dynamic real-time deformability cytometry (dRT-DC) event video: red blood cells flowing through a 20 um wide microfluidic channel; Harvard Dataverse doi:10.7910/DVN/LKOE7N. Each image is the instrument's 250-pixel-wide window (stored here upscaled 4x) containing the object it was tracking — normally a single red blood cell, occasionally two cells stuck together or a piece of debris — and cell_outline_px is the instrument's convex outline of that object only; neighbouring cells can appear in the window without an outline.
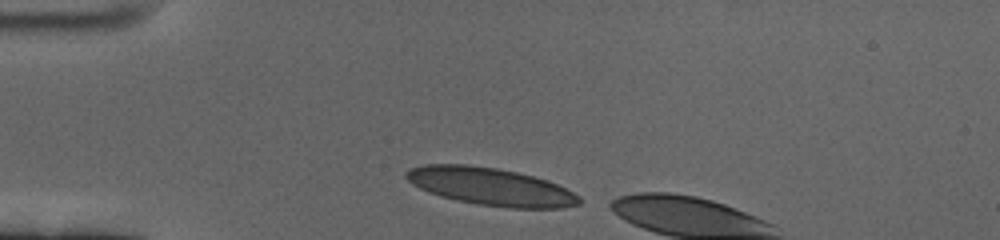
{"species": "human", "species_latin": "Homo sapiens", "temperature_condition": "cold", "stored_images_in_passage": 4, "camera_frame_rate_fps": 3000, "um_per_image_px": 0.085, "donor": {"sex": "female"}, "frame": {"image": 1, "passage_image": 1, "time_ms": 0.0, "image_size_px": [1000, 240], "cell_outline_px": [[584, 200], [580, 204], [560, 208], [508, 208], [476, 204], [456, 200], [440, 196], [428, 192], [412, 184], [404, 176], [404, 172], [408, 168], [424, 164], [468, 164], [496, 168], [516, 172], [548, 180], [580, 196]], "centroid_in_image_um": [41.68, 15.86], "position_along_channel_um": 43.3, "area_um2": 38.15}}